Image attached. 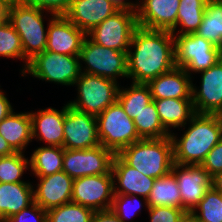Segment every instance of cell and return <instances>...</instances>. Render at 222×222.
<instances>
[{
    "label": "cell",
    "instance_id": "38",
    "mask_svg": "<svg viewBox=\"0 0 222 222\" xmlns=\"http://www.w3.org/2000/svg\"><path fill=\"white\" fill-rule=\"evenodd\" d=\"M4 222H47V212L34 202Z\"/></svg>",
    "mask_w": 222,
    "mask_h": 222
},
{
    "label": "cell",
    "instance_id": "9",
    "mask_svg": "<svg viewBox=\"0 0 222 222\" xmlns=\"http://www.w3.org/2000/svg\"><path fill=\"white\" fill-rule=\"evenodd\" d=\"M80 70L118 82L119 77L127 78V52L117 51L94 43L88 36L80 50ZM86 66L83 67L82 63Z\"/></svg>",
    "mask_w": 222,
    "mask_h": 222
},
{
    "label": "cell",
    "instance_id": "42",
    "mask_svg": "<svg viewBox=\"0 0 222 222\" xmlns=\"http://www.w3.org/2000/svg\"><path fill=\"white\" fill-rule=\"evenodd\" d=\"M1 88V86H0ZM13 106L4 94V91L0 89V122L13 112Z\"/></svg>",
    "mask_w": 222,
    "mask_h": 222
},
{
    "label": "cell",
    "instance_id": "48",
    "mask_svg": "<svg viewBox=\"0 0 222 222\" xmlns=\"http://www.w3.org/2000/svg\"><path fill=\"white\" fill-rule=\"evenodd\" d=\"M5 17V8L4 6L0 3V20H2Z\"/></svg>",
    "mask_w": 222,
    "mask_h": 222
},
{
    "label": "cell",
    "instance_id": "45",
    "mask_svg": "<svg viewBox=\"0 0 222 222\" xmlns=\"http://www.w3.org/2000/svg\"><path fill=\"white\" fill-rule=\"evenodd\" d=\"M212 187L222 194V172L212 177Z\"/></svg>",
    "mask_w": 222,
    "mask_h": 222
},
{
    "label": "cell",
    "instance_id": "23",
    "mask_svg": "<svg viewBox=\"0 0 222 222\" xmlns=\"http://www.w3.org/2000/svg\"><path fill=\"white\" fill-rule=\"evenodd\" d=\"M31 183H0V222L34 203Z\"/></svg>",
    "mask_w": 222,
    "mask_h": 222
},
{
    "label": "cell",
    "instance_id": "37",
    "mask_svg": "<svg viewBox=\"0 0 222 222\" xmlns=\"http://www.w3.org/2000/svg\"><path fill=\"white\" fill-rule=\"evenodd\" d=\"M149 222H179L180 218L186 212L182 208L169 206L148 207Z\"/></svg>",
    "mask_w": 222,
    "mask_h": 222
},
{
    "label": "cell",
    "instance_id": "12",
    "mask_svg": "<svg viewBox=\"0 0 222 222\" xmlns=\"http://www.w3.org/2000/svg\"><path fill=\"white\" fill-rule=\"evenodd\" d=\"M114 196L113 175H91L73 181L71 201L94 211L110 210Z\"/></svg>",
    "mask_w": 222,
    "mask_h": 222
},
{
    "label": "cell",
    "instance_id": "13",
    "mask_svg": "<svg viewBox=\"0 0 222 222\" xmlns=\"http://www.w3.org/2000/svg\"><path fill=\"white\" fill-rule=\"evenodd\" d=\"M101 145L98 138L97 118L66 104L64 121V149H90Z\"/></svg>",
    "mask_w": 222,
    "mask_h": 222
},
{
    "label": "cell",
    "instance_id": "16",
    "mask_svg": "<svg viewBox=\"0 0 222 222\" xmlns=\"http://www.w3.org/2000/svg\"><path fill=\"white\" fill-rule=\"evenodd\" d=\"M45 50L79 56L87 34L76 27L64 15L50 14Z\"/></svg>",
    "mask_w": 222,
    "mask_h": 222
},
{
    "label": "cell",
    "instance_id": "34",
    "mask_svg": "<svg viewBox=\"0 0 222 222\" xmlns=\"http://www.w3.org/2000/svg\"><path fill=\"white\" fill-rule=\"evenodd\" d=\"M47 212V222H91L94 210L74 202L51 208Z\"/></svg>",
    "mask_w": 222,
    "mask_h": 222
},
{
    "label": "cell",
    "instance_id": "27",
    "mask_svg": "<svg viewBox=\"0 0 222 222\" xmlns=\"http://www.w3.org/2000/svg\"><path fill=\"white\" fill-rule=\"evenodd\" d=\"M148 207L169 206L182 208V198L173 172L157 178L147 198Z\"/></svg>",
    "mask_w": 222,
    "mask_h": 222
},
{
    "label": "cell",
    "instance_id": "40",
    "mask_svg": "<svg viewBox=\"0 0 222 222\" xmlns=\"http://www.w3.org/2000/svg\"><path fill=\"white\" fill-rule=\"evenodd\" d=\"M72 0H24V3L49 11L55 15H64Z\"/></svg>",
    "mask_w": 222,
    "mask_h": 222
},
{
    "label": "cell",
    "instance_id": "14",
    "mask_svg": "<svg viewBox=\"0 0 222 222\" xmlns=\"http://www.w3.org/2000/svg\"><path fill=\"white\" fill-rule=\"evenodd\" d=\"M172 172L180 190L182 209L191 212L212 187V177L201 165L174 163Z\"/></svg>",
    "mask_w": 222,
    "mask_h": 222
},
{
    "label": "cell",
    "instance_id": "3",
    "mask_svg": "<svg viewBox=\"0 0 222 222\" xmlns=\"http://www.w3.org/2000/svg\"><path fill=\"white\" fill-rule=\"evenodd\" d=\"M128 166L144 176L160 178L172 171L173 143L171 137L141 139L117 154Z\"/></svg>",
    "mask_w": 222,
    "mask_h": 222
},
{
    "label": "cell",
    "instance_id": "21",
    "mask_svg": "<svg viewBox=\"0 0 222 222\" xmlns=\"http://www.w3.org/2000/svg\"><path fill=\"white\" fill-rule=\"evenodd\" d=\"M112 175L114 194L137 195L146 199L156 180L128 166L117 154L112 164Z\"/></svg>",
    "mask_w": 222,
    "mask_h": 222
},
{
    "label": "cell",
    "instance_id": "25",
    "mask_svg": "<svg viewBox=\"0 0 222 222\" xmlns=\"http://www.w3.org/2000/svg\"><path fill=\"white\" fill-rule=\"evenodd\" d=\"M163 127L171 133V129L183 130L196 114L192 99H153Z\"/></svg>",
    "mask_w": 222,
    "mask_h": 222
},
{
    "label": "cell",
    "instance_id": "22",
    "mask_svg": "<svg viewBox=\"0 0 222 222\" xmlns=\"http://www.w3.org/2000/svg\"><path fill=\"white\" fill-rule=\"evenodd\" d=\"M192 77L183 68L175 67L147 85L153 99H192Z\"/></svg>",
    "mask_w": 222,
    "mask_h": 222
},
{
    "label": "cell",
    "instance_id": "32",
    "mask_svg": "<svg viewBox=\"0 0 222 222\" xmlns=\"http://www.w3.org/2000/svg\"><path fill=\"white\" fill-rule=\"evenodd\" d=\"M0 56L24 61L21 74L29 63V60L24 56L20 36L6 17L0 20Z\"/></svg>",
    "mask_w": 222,
    "mask_h": 222
},
{
    "label": "cell",
    "instance_id": "31",
    "mask_svg": "<svg viewBox=\"0 0 222 222\" xmlns=\"http://www.w3.org/2000/svg\"><path fill=\"white\" fill-rule=\"evenodd\" d=\"M133 121L141 139H161L170 136L160 121L154 101L141 110Z\"/></svg>",
    "mask_w": 222,
    "mask_h": 222
},
{
    "label": "cell",
    "instance_id": "46",
    "mask_svg": "<svg viewBox=\"0 0 222 222\" xmlns=\"http://www.w3.org/2000/svg\"><path fill=\"white\" fill-rule=\"evenodd\" d=\"M179 222H199L197 217L190 211H187L180 218Z\"/></svg>",
    "mask_w": 222,
    "mask_h": 222
},
{
    "label": "cell",
    "instance_id": "18",
    "mask_svg": "<svg viewBox=\"0 0 222 222\" xmlns=\"http://www.w3.org/2000/svg\"><path fill=\"white\" fill-rule=\"evenodd\" d=\"M34 202L44 210L71 202L74 179L63 170L45 177H36Z\"/></svg>",
    "mask_w": 222,
    "mask_h": 222
},
{
    "label": "cell",
    "instance_id": "6",
    "mask_svg": "<svg viewBox=\"0 0 222 222\" xmlns=\"http://www.w3.org/2000/svg\"><path fill=\"white\" fill-rule=\"evenodd\" d=\"M96 118L100 144L115 154L141 140L133 119L125 113L118 101Z\"/></svg>",
    "mask_w": 222,
    "mask_h": 222
},
{
    "label": "cell",
    "instance_id": "26",
    "mask_svg": "<svg viewBox=\"0 0 222 222\" xmlns=\"http://www.w3.org/2000/svg\"><path fill=\"white\" fill-rule=\"evenodd\" d=\"M64 148L42 146L36 148L29 158V166L33 176L45 177L63 169Z\"/></svg>",
    "mask_w": 222,
    "mask_h": 222
},
{
    "label": "cell",
    "instance_id": "33",
    "mask_svg": "<svg viewBox=\"0 0 222 222\" xmlns=\"http://www.w3.org/2000/svg\"><path fill=\"white\" fill-rule=\"evenodd\" d=\"M27 169H30L29 159L23 153L0 157V183H30L22 180Z\"/></svg>",
    "mask_w": 222,
    "mask_h": 222
},
{
    "label": "cell",
    "instance_id": "10",
    "mask_svg": "<svg viewBox=\"0 0 222 222\" xmlns=\"http://www.w3.org/2000/svg\"><path fill=\"white\" fill-rule=\"evenodd\" d=\"M138 27L136 11L118 10L94 27L87 36L103 47L128 52L132 36Z\"/></svg>",
    "mask_w": 222,
    "mask_h": 222
},
{
    "label": "cell",
    "instance_id": "29",
    "mask_svg": "<svg viewBox=\"0 0 222 222\" xmlns=\"http://www.w3.org/2000/svg\"><path fill=\"white\" fill-rule=\"evenodd\" d=\"M195 34L222 49V0H207L205 13Z\"/></svg>",
    "mask_w": 222,
    "mask_h": 222
},
{
    "label": "cell",
    "instance_id": "19",
    "mask_svg": "<svg viewBox=\"0 0 222 222\" xmlns=\"http://www.w3.org/2000/svg\"><path fill=\"white\" fill-rule=\"evenodd\" d=\"M66 104L61 110L52 107L30 111L32 139L44 141L46 146L63 147Z\"/></svg>",
    "mask_w": 222,
    "mask_h": 222
},
{
    "label": "cell",
    "instance_id": "41",
    "mask_svg": "<svg viewBox=\"0 0 222 222\" xmlns=\"http://www.w3.org/2000/svg\"><path fill=\"white\" fill-rule=\"evenodd\" d=\"M91 222H123L111 209L95 211Z\"/></svg>",
    "mask_w": 222,
    "mask_h": 222
},
{
    "label": "cell",
    "instance_id": "17",
    "mask_svg": "<svg viewBox=\"0 0 222 222\" xmlns=\"http://www.w3.org/2000/svg\"><path fill=\"white\" fill-rule=\"evenodd\" d=\"M180 0H138V26L151 30L172 31L176 27Z\"/></svg>",
    "mask_w": 222,
    "mask_h": 222
},
{
    "label": "cell",
    "instance_id": "43",
    "mask_svg": "<svg viewBox=\"0 0 222 222\" xmlns=\"http://www.w3.org/2000/svg\"><path fill=\"white\" fill-rule=\"evenodd\" d=\"M118 10H130L136 11L137 2H131L130 0H108Z\"/></svg>",
    "mask_w": 222,
    "mask_h": 222
},
{
    "label": "cell",
    "instance_id": "39",
    "mask_svg": "<svg viewBox=\"0 0 222 222\" xmlns=\"http://www.w3.org/2000/svg\"><path fill=\"white\" fill-rule=\"evenodd\" d=\"M201 166L211 177L222 172V139L206 155Z\"/></svg>",
    "mask_w": 222,
    "mask_h": 222
},
{
    "label": "cell",
    "instance_id": "4",
    "mask_svg": "<svg viewBox=\"0 0 222 222\" xmlns=\"http://www.w3.org/2000/svg\"><path fill=\"white\" fill-rule=\"evenodd\" d=\"M44 12L53 14L24 2L5 8V17L19 34L24 56L29 61L46 48L48 24L45 28Z\"/></svg>",
    "mask_w": 222,
    "mask_h": 222
},
{
    "label": "cell",
    "instance_id": "7",
    "mask_svg": "<svg viewBox=\"0 0 222 222\" xmlns=\"http://www.w3.org/2000/svg\"><path fill=\"white\" fill-rule=\"evenodd\" d=\"M176 67L190 76L209 69L222 58V49L195 33L174 35Z\"/></svg>",
    "mask_w": 222,
    "mask_h": 222
},
{
    "label": "cell",
    "instance_id": "35",
    "mask_svg": "<svg viewBox=\"0 0 222 222\" xmlns=\"http://www.w3.org/2000/svg\"><path fill=\"white\" fill-rule=\"evenodd\" d=\"M191 212L199 222H222V194L213 187L209 188Z\"/></svg>",
    "mask_w": 222,
    "mask_h": 222
},
{
    "label": "cell",
    "instance_id": "30",
    "mask_svg": "<svg viewBox=\"0 0 222 222\" xmlns=\"http://www.w3.org/2000/svg\"><path fill=\"white\" fill-rule=\"evenodd\" d=\"M131 83L130 88H119L117 101L125 113L135 119L137 114L153 101V98L147 84Z\"/></svg>",
    "mask_w": 222,
    "mask_h": 222
},
{
    "label": "cell",
    "instance_id": "20",
    "mask_svg": "<svg viewBox=\"0 0 222 222\" xmlns=\"http://www.w3.org/2000/svg\"><path fill=\"white\" fill-rule=\"evenodd\" d=\"M117 11L108 0H72L64 16L87 34Z\"/></svg>",
    "mask_w": 222,
    "mask_h": 222
},
{
    "label": "cell",
    "instance_id": "36",
    "mask_svg": "<svg viewBox=\"0 0 222 222\" xmlns=\"http://www.w3.org/2000/svg\"><path fill=\"white\" fill-rule=\"evenodd\" d=\"M142 200L143 198V204L139 198ZM148 208L147 205V199L144 197H140L137 195H124V194H114L113 196V202L111 206V210L123 221V222H129V219H131L134 215H139L142 208L141 207ZM133 222V221H130Z\"/></svg>",
    "mask_w": 222,
    "mask_h": 222
},
{
    "label": "cell",
    "instance_id": "44",
    "mask_svg": "<svg viewBox=\"0 0 222 222\" xmlns=\"http://www.w3.org/2000/svg\"><path fill=\"white\" fill-rule=\"evenodd\" d=\"M15 153L9 143L0 135V157Z\"/></svg>",
    "mask_w": 222,
    "mask_h": 222
},
{
    "label": "cell",
    "instance_id": "24",
    "mask_svg": "<svg viewBox=\"0 0 222 222\" xmlns=\"http://www.w3.org/2000/svg\"><path fill=\"white\" fill-rule=\"evenodd\" d=\"M0 135L15 152L24 153L33 140L30 112L10 113L0 122Z\"/></svg>",
    "mask_w": 222,
    "mask_h": 222
},
{
    "label": "cell",
    "instance_id": "28",
    "mask_svg": "<svg viewBox=\"0 0 222 222\" xmlns=\"http://www.w3.org/2000/svg\"><path fill=\"white\" fill-rule=\"evenodd\" d=\"M206 5L207 0H180L176 27L171 33L173 35L195 33L201 24ZM178 25L181 28H178Z\"/></svg>",
    "mask_w": 222,
    "mask_h": 222
},
{
    "label": "cell",
    "instance_id": "2",
    "mask_svg": "<svg viewBox=\"0 0 222 222\" xmlns=\"http://www.w3.org/2000/svg\"><path fill=\"white\" fill-rule=\"evenodd\" d=\"M183 127L187 130L180 139L174 132L170 133L174 163L201 165L206 155L222 139V115L196 113Z\"/></svg>",
    "mask_w": 222,
    "mask_h": 222
},
{
    "label": "cell",
    "instance_id": "8",
    "mask_svg": "<svg viewBox=\"0 0 222 222\" xmlns=\"http://www.w3.org/2000/svg\"><path fill=\"white\" fill-rule=\"evenodd\" d=\"M26 74L45 82L74 86L81 74L80 58L45 50L29 61L22 76Z\"/></svg>",
    "mask_w": 222,
    "mask_h": 222
},
{
    "label": "cell",
    "instance_id": "5",
    "mask_svg": "<svg viewBox=\"0 0 222 222\" xmlns=\"http://www.w3.org/2000/svg\"><path fill=\"white\" fill-rule=\"evenodd\" d=\"M74 86L77 87V98L68 104L95 117L117 101L120 88L119 83L112 79L82 72Z\"/></svg>",
    "mask_w": 222,
    "mask_h": 222
},
{
    "label": "cell",
    "instance_id": "1",
    "mask_svg": "<svg viewBox=\"0 0 222 222\" xmlns=\"http://www.w3.org/2000/svg\"><path fill=\"white\" fill-rule=\"evenodd\" d=\"M132 47V48H131ZM127 79L147 84L176 67L174 35L171 31L138 26L127 52Z\"/></svg>",
    "mask_w": 222,
    "mask_h": 222
},
{
    "label": "cell",
    "instance_id": "47",
    "mask_svg": "<svg viewBox=\"0 0 222 222\" xmlns=\"http://www.w3.org/2000/svg\"><path fill=\"white\" fill-rule=\"evenodd\" d=\"M23 2L24 0H0V3L4 6V8L15 5V4H20Z\"/></svg>",
    "mask_w": 222,
    "mask_h": 222
},
{
    "label": "cell",
    "instance_id": "15",
    "mask_svg": "<svg viewBox=\"0 0 222 222\" xmlns=\"http://www.w3.org/2000/svg\"><path fill=\"white\" fill-rule=\"evenodd\" d=\"M199 73H201L200 87L197 88L192 84L195 112L222 115V58L209 69Z\"/></svg>",
    "mask_w": 222,
    "mask_h": 222
},
{
    "label": "cell",
    "instance_id": "11",
    "mask_svg": "<svg viewBox=\"0 0 222 222\" xmlns=\"http://www.w3.org/2000/svg\"><path fill=\"white\" fill-rule=\"evenodd\" d=\"M115 153L102 145L90 149H64L63 171L73 179L112 174Z\"/></svg>",
    "mask_w": 222,
    "mask_h": 222
}]
</instances>
